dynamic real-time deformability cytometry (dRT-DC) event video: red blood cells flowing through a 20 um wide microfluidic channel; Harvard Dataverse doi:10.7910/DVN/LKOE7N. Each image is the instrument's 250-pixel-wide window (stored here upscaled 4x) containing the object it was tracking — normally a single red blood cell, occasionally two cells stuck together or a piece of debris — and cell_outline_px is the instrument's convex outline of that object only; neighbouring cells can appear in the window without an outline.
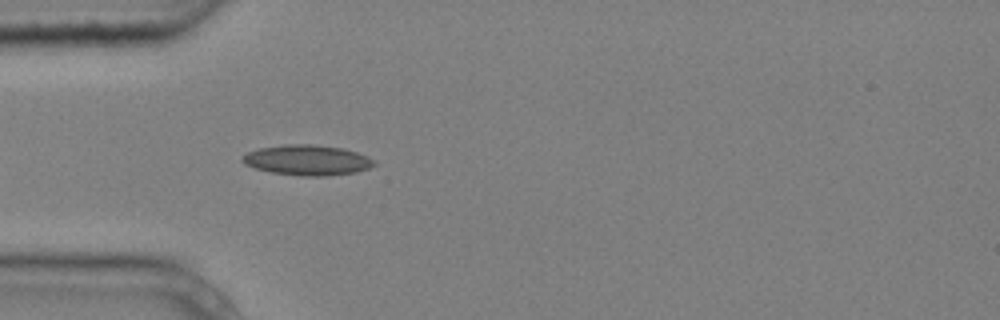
{"species": "common noctule bat (a hibernating species)", "species_latin": "Nyctalus noctula", "temperature_condition": "cold", "stored_images_in_passage": 5, "camera_frame_rate_fps": 3000, "um_per_image_px": 0.085, "animal": {"sex": "male", "body_mass_g": 20.4}, "frame": {"image": 1, "passage_image": 5, "time_ms": 1.333, "image_size_px": [1000, 320], "cell_outline_px": [[376, 164], [368, 168], [356, 172], [328, 176], [300, 176], [272, 172], [256, 168], [244, 164], [240, 160], [240, 156], [248, 152], [260, 148], [284, 144], [312, 144], [344, 148], [368, 156]], "centroid_in_image_um": [26.1, 13.61], "position_along_channel_um": 58.9, "area_um2": 23.35}}